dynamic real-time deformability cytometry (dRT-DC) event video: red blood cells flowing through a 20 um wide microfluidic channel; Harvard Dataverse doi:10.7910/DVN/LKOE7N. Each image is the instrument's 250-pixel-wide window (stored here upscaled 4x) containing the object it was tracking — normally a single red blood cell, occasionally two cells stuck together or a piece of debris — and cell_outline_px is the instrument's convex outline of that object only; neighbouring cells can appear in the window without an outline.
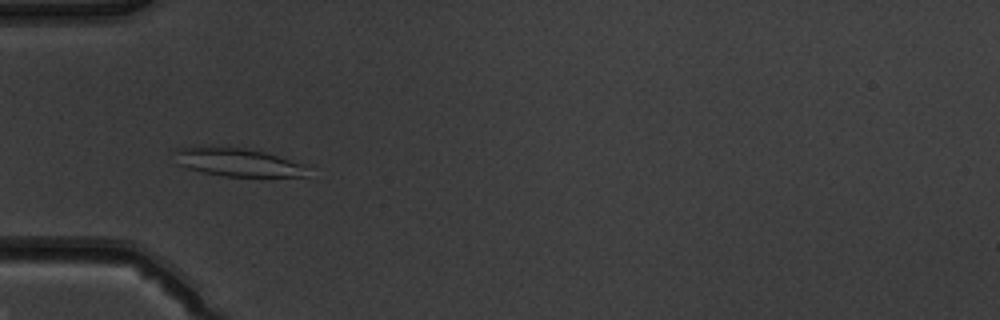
{"species": "common noctule bat (a hibernating species)", "species_latin": "Nyctalus noctula", "temperature_condition": "warm", "stored_images_in_passage": 32, "camera_frame_rate_fps": 3000, "um_per_image_px": 0.085, "animal": {"sex": "male", "body_mass_g": 19.5, "forearm_length_mm": 54.6}, "frame": {"image": 1, "passage_image": 5, "time_ms": 1.333, "image_size_px": [1000, 320], "cell_outline_px": [[308, 176], [224, 176], [204, 172], [188, 168], [180, 164], [172, 152], [176, 148], [200, 144], [244, 148], [264, 152], [304, 164]], "centroid_in_image_um": [20.11, 13.75], "position_along_channel_um": 64.9, "area_um2": 22.02}}
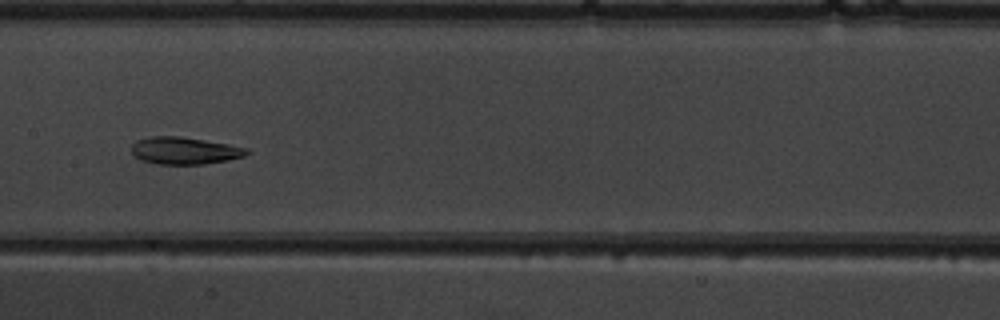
{"frame": {"image": 2, "passage_image": 15, "time_ms": 4.667, "image_size_px": [1000, 320], "cell_outline_px": [[252, 152], [244, 156], [228, 160], [204, 164], [156, 164], [140, 160], [132, 152], [132, 144], [136, 140], [148, 136], [180, 136], [228, 144], [248, 148]], "centroid_in_image_um": [15.69, 12.8], "position_along_channel_um": 191.7, "area_um2": 18.38}}
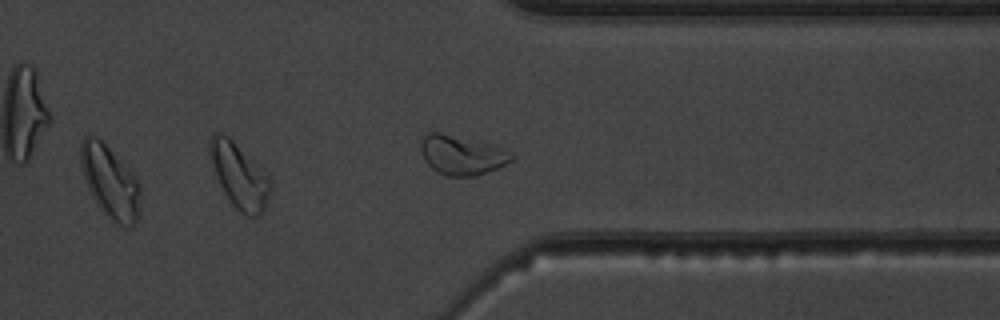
{"frame": {"image": 3, "passage_image": 29, "time_ms": 9.333, "image_size_px": [1000, 320], "cell_outline_px": [[140, 192], [136, 220], [128, 228], [116, 224], [100, 208], [92, 196], [88, 188], [80, 164], [80, 144], [84, 136], [96, 136], [136, 176], [140, 184]], "centroid_in_image_um": [9.34, 15.45], "position_along_channel_um": 402.1, "area_um2": 24.74}, "authors_computed_cell_mechanics": {"area_um2": 18.2937, "velocity_mm_per_s": 3.8855, "shape_relaxation_time_tau1_ms": null, "shape_relaxation_time_tau2_ms": 2.5433, "deformation_change_tau1": null, "deformation_change_tau2": 0.084}}